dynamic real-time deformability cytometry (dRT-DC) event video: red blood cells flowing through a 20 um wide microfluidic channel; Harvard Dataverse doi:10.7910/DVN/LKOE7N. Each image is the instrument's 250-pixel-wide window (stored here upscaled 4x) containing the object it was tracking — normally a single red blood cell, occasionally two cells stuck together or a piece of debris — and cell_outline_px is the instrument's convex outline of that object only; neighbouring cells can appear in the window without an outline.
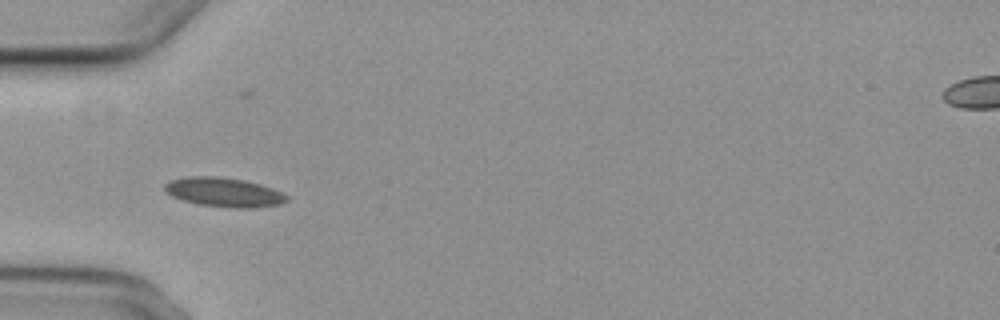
{"species": "common noctule bat (a hibernating species)", "species_latin": "Nyctalus noctula", "temperature_condition": "cold", "stored_images_in_passage": 6, "camera_frame_rate_fps": 3000, "um_per_image_px": 0.085, "animal": {"sex": "female", "body_mass_g": 29.2, "forearm_length_mm": 56.3}, "frame": {"image": 1, "passage_image": 6, "time_ms": 6.0, "image_size_px": [1000, 320], "cell_outline_px": [[288, 200], [280, 204], [256, 208], [232, 208], [200, 204], [184, 200], [172, 196], [164, 192], [164, 184], [172, 180], [188, 176], [216, 176], [244, 180], [260, 184], [272, 188], [288, 196]], "centroid_in_image_um": [19.04, 16.34], "position_along_channel_um": 66.0, "area_um2": 20.75}}